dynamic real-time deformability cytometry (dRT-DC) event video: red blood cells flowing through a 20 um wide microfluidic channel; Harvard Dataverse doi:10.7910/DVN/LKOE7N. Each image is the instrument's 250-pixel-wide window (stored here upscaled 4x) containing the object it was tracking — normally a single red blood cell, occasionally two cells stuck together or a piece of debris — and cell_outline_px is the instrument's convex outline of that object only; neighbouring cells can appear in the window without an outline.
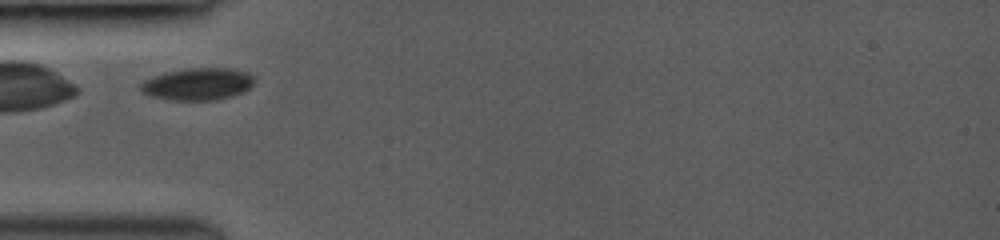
{"species": "common noctule bat (a hibernating species)", "species_latin": "Nyctalus noctula", "temperature_condition": "room temperature", "stored_images_in_passage": 3, "camera_frame_rate_fps": 3000, "um_per_image_px": 0.085, "animal": {"sex": "female", "body_mass_g": 19.0, "forearm_length_mm": 53.3}, "frame": {"image": 1, "passage_image": 2, "time_ms": 1.0, "image_size_px": [1000, 240], "cell_outline_px": [[252, 88], [244, 92], [232, 96], [216, 100], [168, 100], [152, 96], [140, 92], [140, 84], [144, 80], [168, 72], [188, 68], [232, 68], [248, 72], [252, 76]], "centroid_in_image_um": [16.83, 7.15], "position_along_channel_um": 68.2, "area_um2": 21.33}}